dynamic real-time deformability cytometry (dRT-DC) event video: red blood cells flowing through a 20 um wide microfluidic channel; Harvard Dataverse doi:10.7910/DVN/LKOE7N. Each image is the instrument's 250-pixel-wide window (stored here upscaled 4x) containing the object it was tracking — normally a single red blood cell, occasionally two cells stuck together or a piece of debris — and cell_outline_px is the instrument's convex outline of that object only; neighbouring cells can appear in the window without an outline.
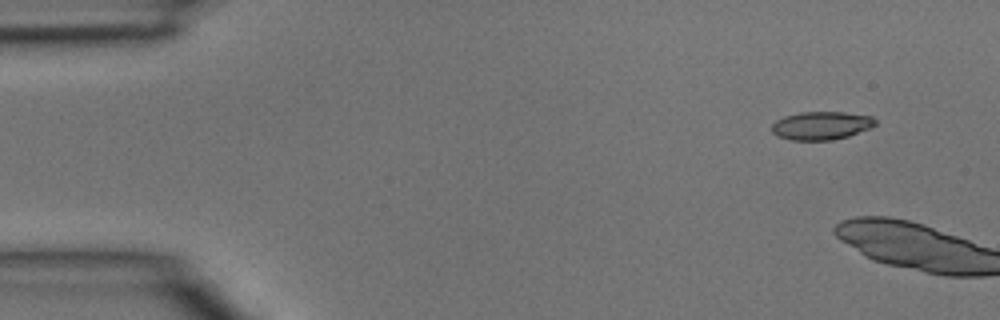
{"species": "common noctule bat (a hibernating species)", "species_latin": "Nyctalus noctula", "temperature_condition": "room temperature", "stored_images_in_passage": 2, "camera_frame_rate_fps": 3000, "um_per_image_px": 0.085, "animal": {"sex": "male", "body_mass_g": 15.6}, "frame": {"image": 1, "passage_image": 1, "time_ms": 0.0, "image_size_px": [1000, 320], "cell_outline_px": [[876, 124], [872, 128], [848, 136], [832, 140], [788, 140], [776, 136], [772, 132], [772, 124], [776, 120], [784, 116], [800, 112], [844, 112], [872, 116], [876, 120]], "centroid_in_image_um": [69.81, 10.68], "position_along_channel_um": 15.2, "area_um2": 17.22}}